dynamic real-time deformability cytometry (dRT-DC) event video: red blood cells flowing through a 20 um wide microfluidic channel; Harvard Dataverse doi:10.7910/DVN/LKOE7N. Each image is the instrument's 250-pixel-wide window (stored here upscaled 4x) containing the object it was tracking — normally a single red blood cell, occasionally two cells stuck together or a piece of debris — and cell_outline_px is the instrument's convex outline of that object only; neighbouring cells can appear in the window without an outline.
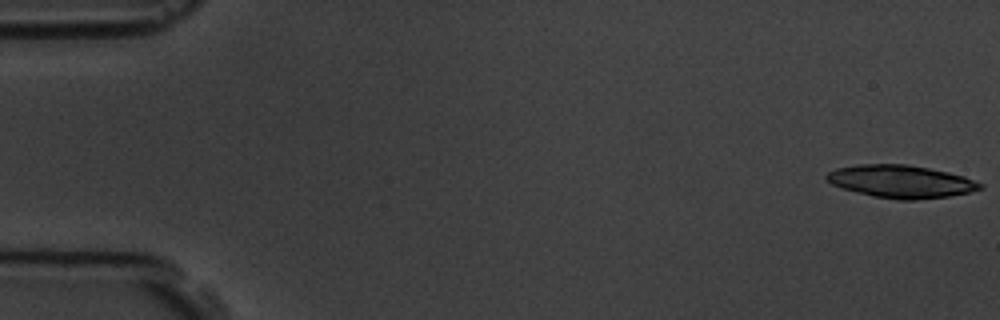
{"species": "common noctule bat (a hibernating species)", "species_latin": "Nyctalus noctula", "temperature_condition": "room temperature", "stored_images_in_passage": 7, "camera_frame_rate_fps": 3000, "um_per_image_px": 0.085, "animal": {"sex": "male", "body_mass_g": 19.5, "forearm_length_mm": 54.6}, "frame": {"image": 1, "passage_image": 1, "time_ms": 0.0, "image_size_px": [1000, 320], "cell_outline_px": [[984, 188], [968, 192], [948, 196], [916, 200], [896, 200], [872, 196], [840, 188], [824, 180], [824, 176], [828, 172], [836, 168], [856, 164], [908, 164], [948, 172], [964, 176], [984, 184]], "centroid_in_image_um": [76.54, 15.42], "position_along_channel_um": 8.5, "area_um2": 29.54}}